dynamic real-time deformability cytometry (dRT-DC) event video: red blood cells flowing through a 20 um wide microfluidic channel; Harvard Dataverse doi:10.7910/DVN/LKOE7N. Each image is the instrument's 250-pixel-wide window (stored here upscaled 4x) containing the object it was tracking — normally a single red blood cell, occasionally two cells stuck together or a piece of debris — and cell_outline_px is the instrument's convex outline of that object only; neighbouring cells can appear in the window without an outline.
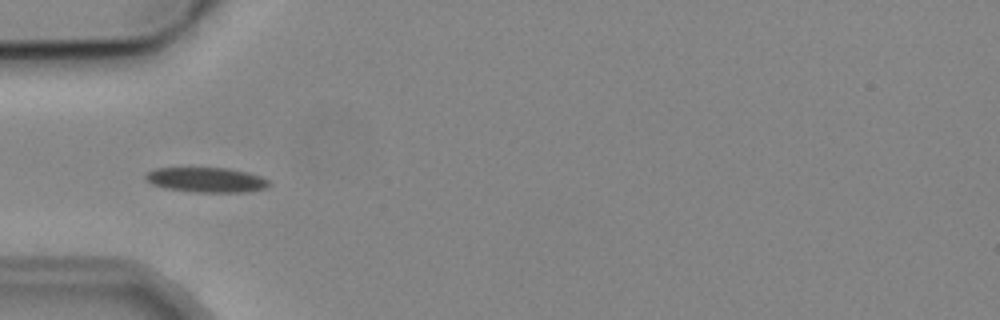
{"species": "common noctule bat (a hibernating species)", "species_latin": "Nyctalus noctula", "temperature_condition": "cold", "stored_images_in_passage": 6, "camera_frame_rate_fps": 3000, "um_per_image_px": 0.085, "animal": {"sex": "male", "body_mass_g": 19.2, "forearm_length_mm": 51.8}, "frame": {"image": 1, "passage_image": 6, "time_ms": 5.667, "image_size_px": [1000, 320], "cell_outline_px": [[272, 184], [268, 188], [244, 192], [196, 192], [168, 188], [152, 184], [144, 180], [144, 176], [152, 168], [228, 168], [260, 176], [268, 180]], "centroid_in_image_um": [17.54, 15.29], "position_along_channel_um": 67.5, "area_um2": 17.86}}